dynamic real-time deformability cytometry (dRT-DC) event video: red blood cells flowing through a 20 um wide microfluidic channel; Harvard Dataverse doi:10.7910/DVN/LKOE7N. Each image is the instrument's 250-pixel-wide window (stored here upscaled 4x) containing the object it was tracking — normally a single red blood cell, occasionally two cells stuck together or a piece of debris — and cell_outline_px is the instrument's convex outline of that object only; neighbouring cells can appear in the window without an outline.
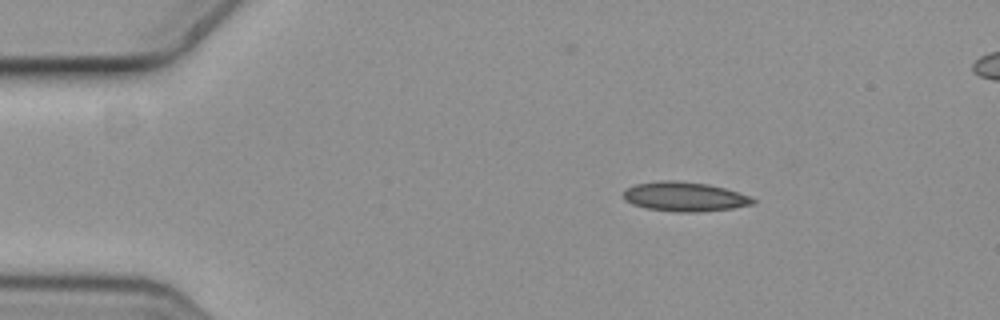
{"species": "common noctule bat (a hibernating species)", "species_latin": "Nyctalus noctula", "temperature_condition": "cold", "stored_images_in_passage": 4, "segment_of_instrument_passage": [1, 2], "camera_frame_rate_fps": 3000, "um_per_image_px": 0.085, "animal": {"sex": "female", "body_mass_g": 19.3, "forearm_length_mm": 54.1}, "frame": {"image": 1, "passage_image": 1, "time_ms": 0.0, "image_size_px": [1000, 320], "cell_outline_px": [[756, 204], [732, 208], [700, 212], [672, 212], [644, 208], [632, 204], [624, 200], [624, 192], [628, 188], [636, 184], [660, 180], [676, 180], [708, 184], [724, 188], [748, 196], [756, 200]], "centroid_in_image_um": [58.18, 16.72], "position_along_channel_um": 26.8, "area_um2": 22.25}}